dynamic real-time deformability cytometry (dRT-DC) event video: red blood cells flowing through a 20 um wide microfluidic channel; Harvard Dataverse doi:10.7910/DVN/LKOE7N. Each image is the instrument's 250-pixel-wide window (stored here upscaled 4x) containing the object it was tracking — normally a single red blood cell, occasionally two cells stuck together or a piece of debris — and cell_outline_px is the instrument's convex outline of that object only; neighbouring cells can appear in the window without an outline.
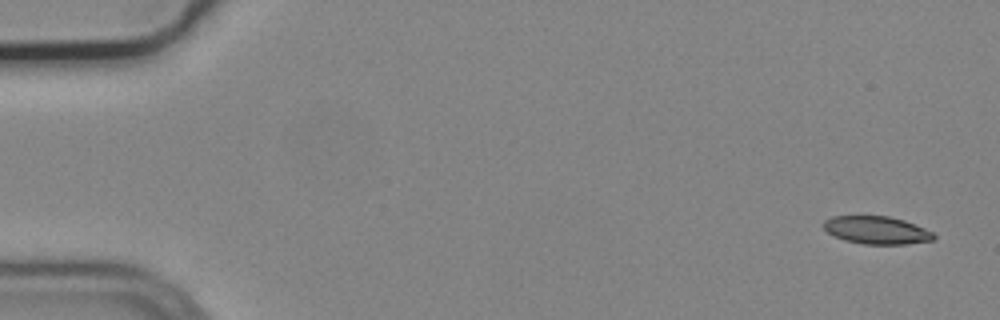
{"species": "common noctule bat (a hibernating species)", "species_latin": "Nyctalus noctula", "temperature_condition": "cold", "stored_images_in_passage": 5, "camera_frame_rate_fps": 3000, "um_per_image_px": 0.085, "animal": {"sex": "male", "body_mass_g": 19.2, "forearm_length_mm": 51.8}, "frame": {"image": 1, "passage_image": 1, "time_ms": 0.0, "image_size_px": [1000, 320], "cell_outline_px": [[936, 236], [932, 240], [904, 244], [864, 244], [844, 240], [828, 232], [824, 228], [824, 220], [832, 216], [888, 216], [904, 220], [924, 228], [932, 232]], "centroid_in_image_um": [74.51, 19.56], "position_along_channel_um": 10.5, "area_um2": 17.63}}